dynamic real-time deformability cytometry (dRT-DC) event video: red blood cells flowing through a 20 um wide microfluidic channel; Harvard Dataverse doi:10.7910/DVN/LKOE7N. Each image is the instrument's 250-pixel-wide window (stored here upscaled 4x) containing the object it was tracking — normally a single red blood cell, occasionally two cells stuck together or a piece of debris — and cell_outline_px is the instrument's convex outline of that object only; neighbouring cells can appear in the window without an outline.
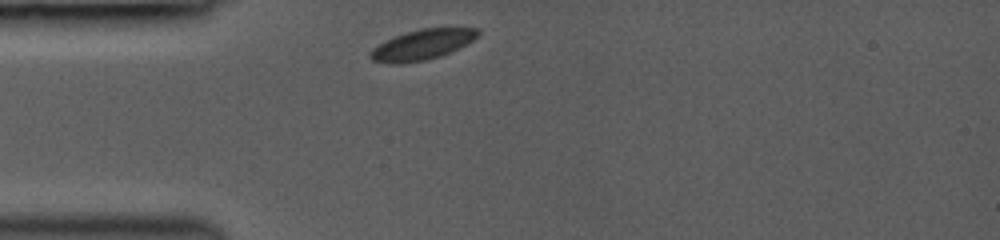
{"species": "common noctule bat (a hibernating species)", "species_latin": "Nyctalus noctula", "temperature_condition": "room temperature", "stored_images_in_passage": 21, "camera_frame_rate_fps": 3000, "um_per_image_px": 0.085, "animal": {"sex": "female", "body_mass_g": 19.0, "forearm_length_mm": 53.3}, "frame": {"image": 1, "passage_image": 1, "time_ms": 0.0, "image_size_px": [1000, 240], "cell_outline_px": [[480, 36], [440, 56], [424, 60], [400, 64], [392, 64], [372, 60], [368, 56], [368, 52], [372, 48], [384, 40], [404, 32], [420, 28], [480, 28]], "centroid_in_image_um": [35.82, 3.79], "position_along_channel_um": 49.2, "area_um2": 19.02}}
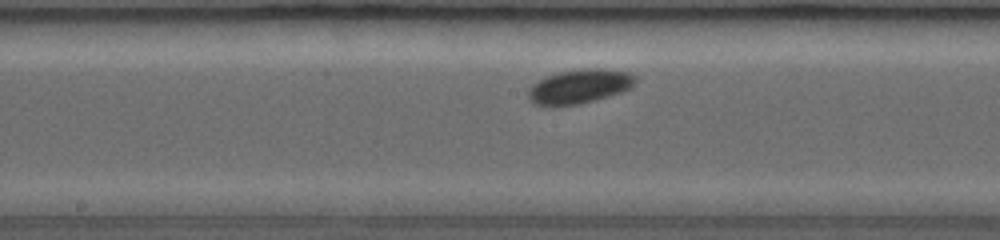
{"frame": {"image": 2, "passage_image": 9, "time_ms": 4.0, "image_size_px": [1000, 240], "cell_outline_px": [[636, 80], [632, 88], [596, 100], [580, 104], [552, 108], [532, 104], [528, 100], [528, 88], [532, 84], [544, 76], [556, 72], [580, 68], [604, 68], [628, 72], [636, 76]], "centroid_in_image_um": [49.18, 7.36], "position_along_channel_um": 199.0, "area_um2": 22.2}}
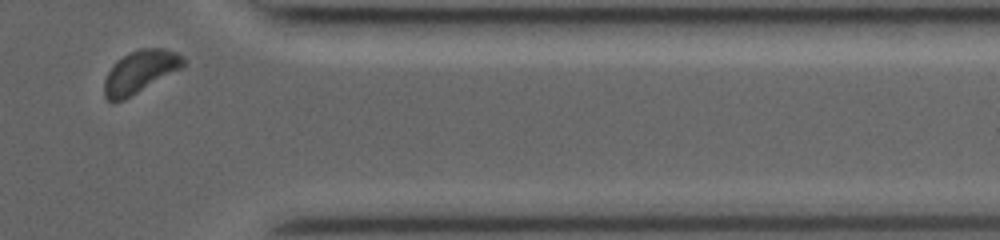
{"frame": {"image": 3, "passage_image": 21, "time_ms": 9.0, "image_size_px": [1000, 240], "cell_outline_px": [[188, 64], [184, 68], [124, 100], [112, 104], [104, 96], [104, 80], [108, 72], [116, 60], [128, 52], [140, 48], [164, 48], [176, 52]], "centroid_in_image_um": [11.91, 6.11], "position_along_channel_um": 399.5, "area_um2": 20.06}, "authors_computed_cell_mechanics": {"area_um2": 19.941, "velocity_mm_per_s": 4.0694, "shape_relaxation_time_tau1_ms": 1.3474, "shape_relaxation_time_tau2_ms": null, "deformation_change_tau1": 0.0568, "deformation_change_tau2": null}}